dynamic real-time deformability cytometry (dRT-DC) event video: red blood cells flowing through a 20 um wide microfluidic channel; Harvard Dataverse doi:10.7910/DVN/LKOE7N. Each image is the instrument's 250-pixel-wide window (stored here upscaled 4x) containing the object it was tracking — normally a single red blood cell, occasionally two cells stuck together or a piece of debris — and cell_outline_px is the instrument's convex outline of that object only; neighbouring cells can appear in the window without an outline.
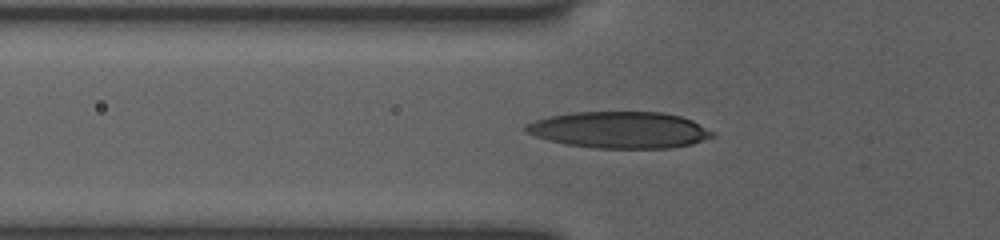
{"species": "human", "species_latin": "Homo sapiens", "temperature_condition": "room temperature", "stored_images_in_passage": 36, "camera_frame_rate_fps": 3000, "um_per_image_px": 0.085, "donor": {"sex": "female"}, "frame": {"image": 1, "passage_image": 2, "time_ms": 0.333, "image_size_px": [1000, 240], "cell_outline_px": [[712, 136], [692, 144], [668, 148], [596, 148], [564, 144], [548, 140], [536, 136], [528, 132], [524, 128], [524, 124], [548, 116], [572, 112], [664, 112], [680, 116], [692, 120], [712, 132]], "centroid_in_image_um": [52.62, 11.04], "position_along_channel_um": 73.2, "area_um2": 39.54}}
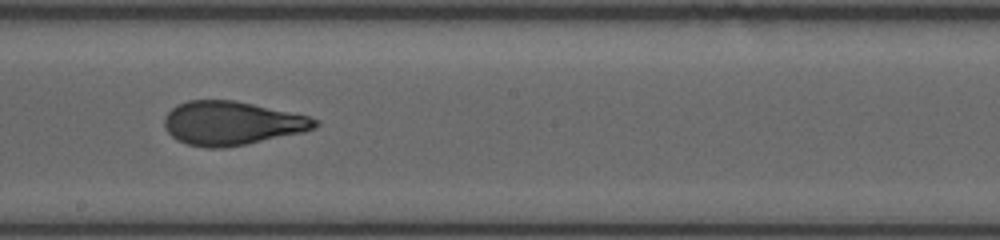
{"frame": {"image": 2, "passage_image": 14, "time_ms": 4.333, "image_size_px": [1000, 240], "cell_outline_px": [[320, 124], [316, 128], [300, 132], [244, 144], [220, 148], [208, 148], [188, 144], [176, 140], [164, 128], [164, 116], [176, 104], [188, 100], [232, 100], [252, 104], [308, 116], [320, 120]], "centroid_in_image_um": [19.65, 10.46], "position_along_channel_um": 228.5, "area_um2": 38.03}}
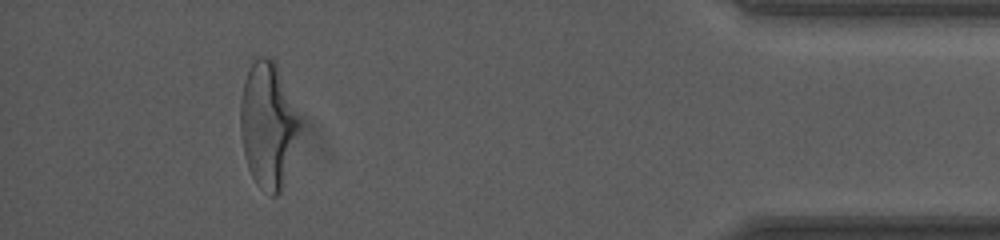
{"frame": {"image": 3, "passage_image": 32, "time_ms": 10.333, "image_size_px": [1000, 240], "cell_outline_px": [[300, 124], [280, 192], [276, 196], [272, 196], [264, 192], [256, 184], [248, 168], [244, 156], [240, 132], [240, 100], [244, 80], [252, 56], [268, 56], [276, 64]], "centroid_in_image_um": [22.69, 10.59], "position_along_channel_um": 412.5, "area_um2": 42.43}, "authors_computed_cell_mechanics": {"area_um2": 38.6104, "velocity_mm_per_s": 3.8785, "shape_relaxation_time_tau1_ms": 6.6079, "shape_relaxation_time_tau2_ms": 0.8317, "deformation_change_tau1": 0.2415, "deformation_change_tau2": 0.0838}}